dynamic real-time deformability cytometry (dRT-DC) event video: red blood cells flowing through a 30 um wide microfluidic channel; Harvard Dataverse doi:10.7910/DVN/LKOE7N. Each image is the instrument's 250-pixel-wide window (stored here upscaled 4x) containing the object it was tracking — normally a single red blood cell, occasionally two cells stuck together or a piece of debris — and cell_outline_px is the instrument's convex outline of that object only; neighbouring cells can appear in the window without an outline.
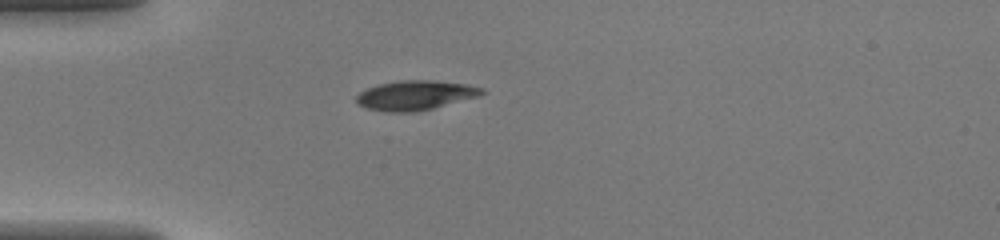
{"species": "common noctule bat (a hibernating species)", "species_latin": "Nyctalus noctula", "temperature_condition": "warm", "stored_images_in_passage": 34, "camera_frame_rate_fps": 3000, "um_per_image_px": 0.085, "animal": {"sex": "female", "body_mass_g": 20.0, "forearm_length_mm": 54.0}, "frame": {"image": 1, "passage_image": 1, "time_ms": 0.0, "image_size_px": [1000, 240], "cell_outline_px": [[488, 92], [480, 96], [416, 112], [384, 112], [368, 108], [356, 104], [356, 96], [360, 92], [368, 88], [380, 84], [400, 80], [436, 80], [468, 84], [484, 88]], "centroid_in_image_um": [35.34, 8.09], "position_along_channel_um": 49.7, "area_um2": 21.79}}
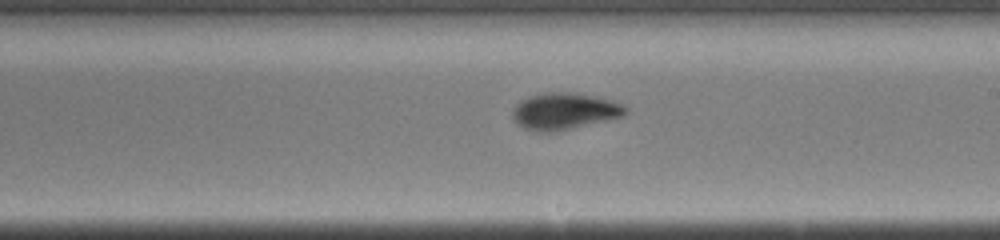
{"frame": {"image": 2, "passage_image": 15, "time_ms": 4.667, "image_size_px": [1000, 240], "cell_outline_px": [[628, 112], [624, 116], [552, 132], [540, 132], [524, 128], [516, 124], [512, 116], [512, 112], [516, 104], [520, 100], [528, 96], [544, 92], [576, 92], [596, 96], [620, 104], [628, 108]], "centroid_in_image_um": [47.93, 9.43], "position_along_channel_um": 241.1, "area_um2": 24.1}}
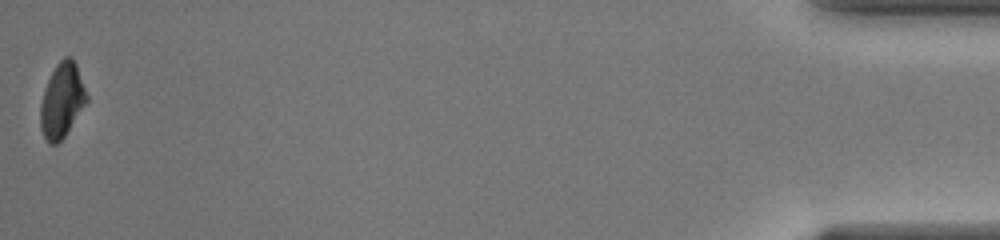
{"frame": {"image": 3, "passage_image": 34, "time_ms": 11.0, "image_size_px": [1000, 240], "cell_outline_px": [[88, 100], [64, 136], [56, 144], [48, 144], [40, 128], [40, 104], [44, 88], [56, 64], [64, 56], [72, 56], [76, 64], [88, 96]], "centroid_in_image_um": [5.25, 8.52], "position_along_channel_um": 429.9, "area_um2": 20.0}}